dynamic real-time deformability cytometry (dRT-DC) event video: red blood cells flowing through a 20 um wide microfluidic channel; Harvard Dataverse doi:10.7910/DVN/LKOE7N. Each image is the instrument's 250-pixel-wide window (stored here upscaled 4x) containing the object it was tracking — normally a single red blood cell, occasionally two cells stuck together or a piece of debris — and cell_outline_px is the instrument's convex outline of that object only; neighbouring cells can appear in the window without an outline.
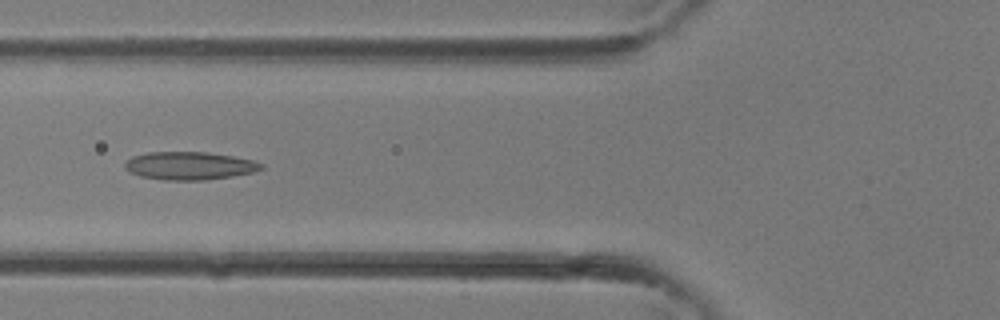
{"species": "common noctule bat (a hibernating species)", "species_latin": "Nyctalus noctula", "temperature_condition": "room temperature", "stored_images_in_passage": 34, "camera_frame_rate_fps": 3000, "um_per_image_px": 0.085, "animal": {"sex": "female"}, "frame": {"image": 1, "passage_image": 13, "time_ms": 4.0, "image_size_px": [1000, 320], "cell_outline_px": [[264, 168], [252, 172], [232, 176], [204, 180], [164, 180], [140, 176], [128, 172], [124, 168], [124, 164], [132, 156], [148, 152], [208, 152], [232, 156], [252, 160], [264, 164]], "centroid_in_image_um": [16.08, 14.09], "position_along_channel_um": 109.7, "area_um2": 22.25}}
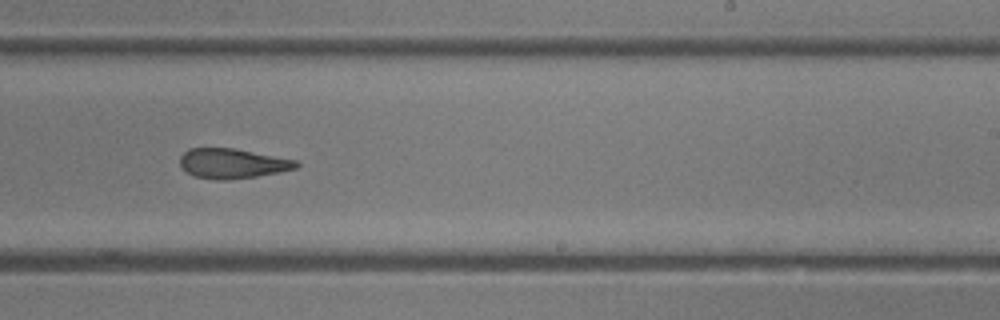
{"frame": {"image": 2, "passage_image": 21, "time_ms": 6.667, "image_size_px": [1000, 320], "cell_outline_px": [[300, 164], [296, 168], [280, 172], [256, 176], [224, 180], [216, 180], [192, 176], [180, 164], [180, 156], [188, 148], [232, 148], [296, 160]], "centroid_in_image_um": [19.73, 13.9], "position_along_channel_um": 269.3, "area_um2": 20.06}}
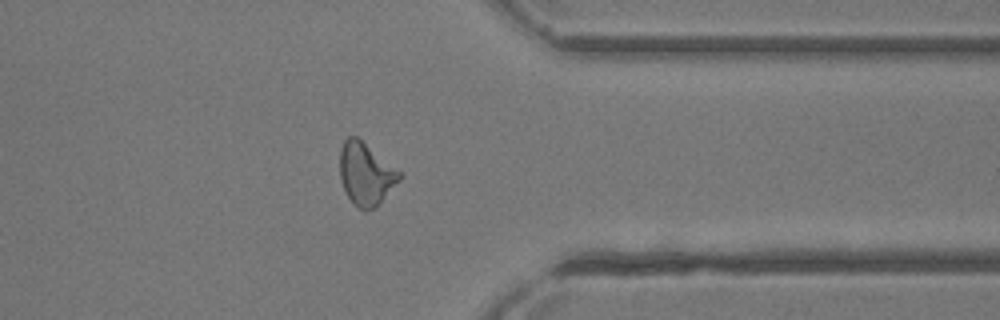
{"frame": {"image": 3, "passage_image": 27, "time_ms": 8.667, "image_size_px": [1000, 320], "cell_outline_px": [[404, 172], [400, 180], [376, 208], [360, 208], [348, 196], [340, 180], [340, 148], [344, 140], [348, 136], [356, 136]], "centroid_in_image_um": [31.13, 14.74], "position_along_channel_um": 380.3, "area_um2": 21.73}}